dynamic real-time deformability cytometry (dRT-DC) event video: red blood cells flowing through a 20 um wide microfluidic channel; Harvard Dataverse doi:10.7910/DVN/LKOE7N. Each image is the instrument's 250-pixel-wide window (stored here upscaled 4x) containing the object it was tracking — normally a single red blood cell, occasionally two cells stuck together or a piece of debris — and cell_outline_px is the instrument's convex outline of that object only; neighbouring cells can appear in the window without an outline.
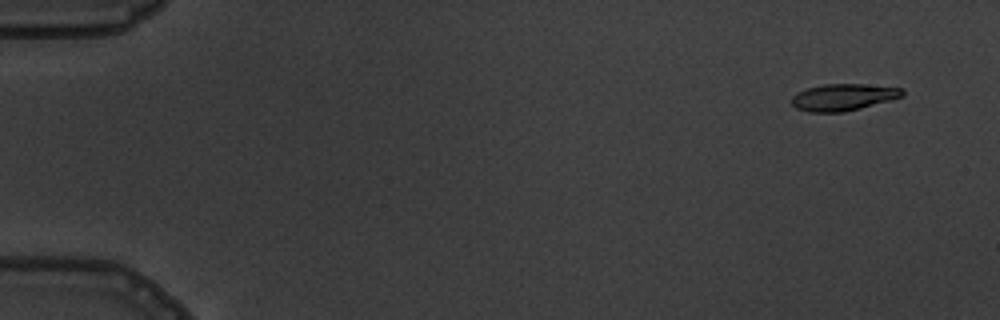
{"species": "common noctule bat (a hibernating species)", "species_latin": "Nyctalus noctula", "temperature_condition": "warm", "stored_images_in_passage": 5, "camera_frame_rate_fps": 3000, "um_per_image_px": 0.085, "animal": {"sex": "male", "body_mass_g": 19.5, "forearm_length_mm": 54.6}, "frame": {"image": 1, "passage_image": 1, "time_ms": 0.0, "image_size_px": [1000, 320], "cell_outline_px": [[904, 96], [892, 100], [844, 112], [808, 112], [796, 108], [792, 104], [792, 96], [796, 92], [808, 88], [824, 84], [864, 84], [904, 88]], "centroid_in_image_um": [71.7, 8.26], "position_along_channel_um": 13.3, "area_um2": 17.4}}
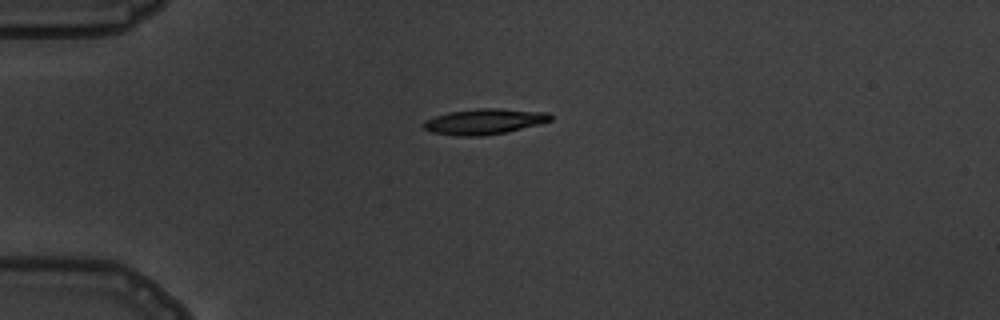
{"frame": {"image": 2, "passage_image": 4, "time_ms": 3.667, "image_size_px": [1000, 320], "cell_outline_px": [[552, 120], [540, 124], [508, 132], [480, 136], [456, 136], [432, 132], [424, 128], [420, 124], [424, 120], [448, 112], [480, 108], [496, 108], [548, 112], [552, 116]], "centroid_in_image_um": [41.16, 10.33], "position_along_channel_um": 43.8, "area_um2": 19.07}}